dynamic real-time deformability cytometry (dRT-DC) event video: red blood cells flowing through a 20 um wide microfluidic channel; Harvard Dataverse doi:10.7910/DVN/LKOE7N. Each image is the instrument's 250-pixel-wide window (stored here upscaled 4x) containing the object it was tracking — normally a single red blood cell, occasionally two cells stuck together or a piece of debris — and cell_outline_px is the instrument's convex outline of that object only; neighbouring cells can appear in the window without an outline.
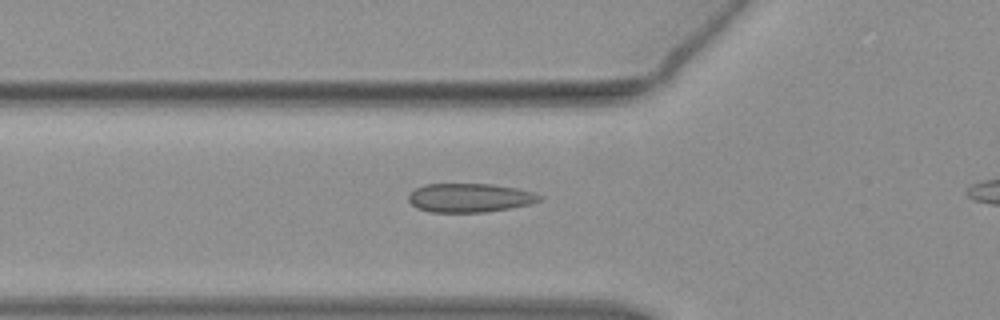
{"species": "common noctule bat (a hibernating species)", "species_latin": "Nyctalus noctula", "temperature_condition": "warm", "stored_images_in_passage": 30, "camera_frame_rate_fps": 3000, "um_per_image_px": 0.085, "animal": {"sex": "female", "body_mass_g": 19.3, "forearm_length_mm": 54.1}, "frame": {"image": 1, "passage_image": 2, "time_ms": 0.333, "image_size_px": [1000, 320], "cell_outline_px": [[544, 196], [540, 200], [528, 204], [508, 208], [484, 212], [432, 212], [416, 208], [408, 200], [408, 196], [416, 188], [424, 184], [492, 184], [516, 188], [532, 192]], "centroid_in_image_um": [39.9, 16.81], "position_along_channel_um": 85.9, "area_um2": 21.85}}
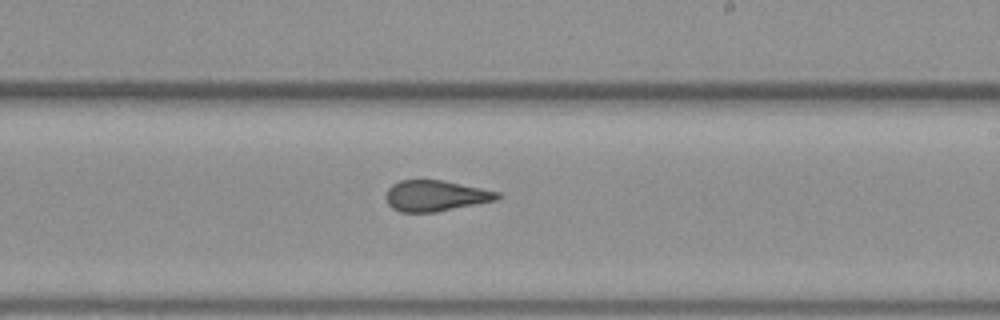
{"frame": {"image": 2, "passage_image": 15, "time_ms": 4.667, "image_size_px": [1000, 320], "cell_outline_px": [[504, 196], [496, 200], [436, 212], [400, 212], [392, 208], [388, 204], [384, 196], [388, 188], [392, 184], [400, 180], [444, 180], [500, 192]], "centroid_in_image_um": [37.02, 16.64], "position_along_channel_um": 252.0, "area_um2": 20.23}}
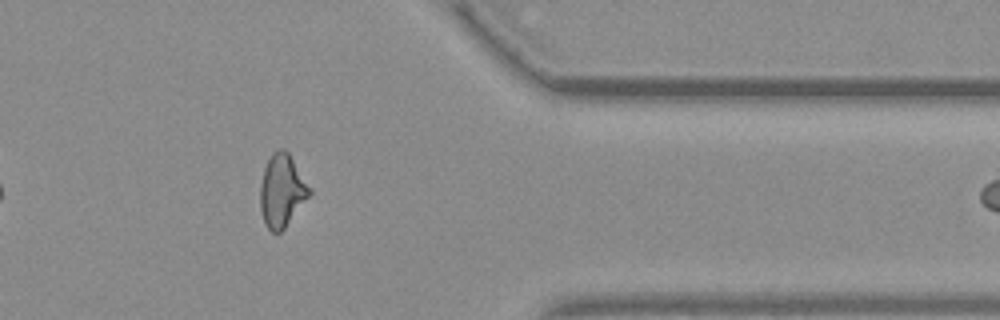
{"frame": {"image": 3, "passage_image": 27, "time_ms": 8.667, "image_size_px": [1000, 320], "cell_outline_px": [[312, 192], [284, 228], [280, 232], [272, 232], [264, 224], [260, 208], [260, 184], [264, 168], [272, 152], [276, 148], [284, 148], [288, 152], [312, 188]], "centroid_in_image_um": [23.96, 16.18], "position_along_channel_um": 387.4, "area_um2": 20.92}}